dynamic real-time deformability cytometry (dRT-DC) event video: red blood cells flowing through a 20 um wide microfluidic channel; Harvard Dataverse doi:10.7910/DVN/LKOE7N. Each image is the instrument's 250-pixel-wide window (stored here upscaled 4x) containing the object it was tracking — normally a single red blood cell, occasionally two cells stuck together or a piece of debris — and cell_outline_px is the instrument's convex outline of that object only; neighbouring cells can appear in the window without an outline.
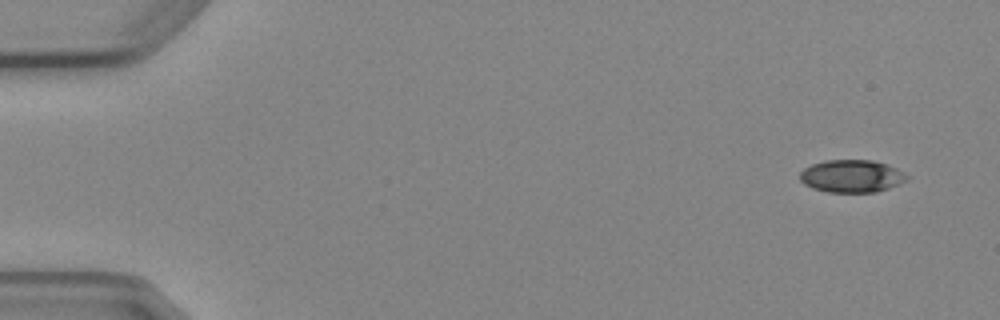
{"species": "Egyptian fruit bat (a non-hibernating species)", "species_latin": "Rousettus aegyptiacus", "temperature_condition": "cold", "stored_images_in_passage": 5, "camera_frame_rate_fps": 3000, "um_per_image_px": 0.085, "animal": {"sex": "female"}, "frame": {"image": 1, "passage_image": 1, "time_ms": 0.0, "image_size_px": [1000, 320], "cell_outline_px": [[908, 180], [888, 188], [876, 192], [828, 192], [812, 188], [804, 184], [800, 180], [800, 172], [804, 168], [812, 164], [824, 160], [872, 160], [888, 164], [896, 168], [908, 176]], "centroid_in_image_um": [72.38, 14.96], "position_along_channel_um": 12.6, "area_um2": 20.35}}
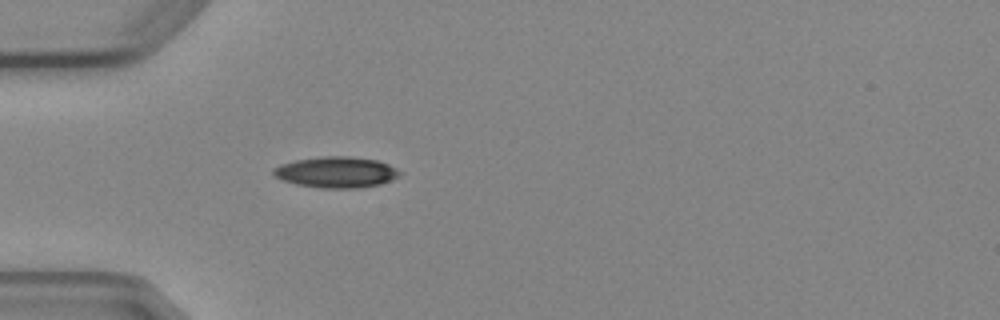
{"frame": {"image": 2, "passage_image": 5, "time_ms": 4.333, "image_size_px": [1000, 320], "cell_outline_px": [[404, 172], [400, 176], [380, 184], [356, 188], [320, 188], [296, 184], [284, 180], [276, 176], [272, 172], [272, 168], [280, 164], [296, 160], [324, 156], [348, 156], [376, 160], [388, 164]], "centroid_in_image_um": [28.6, 14.63], "position_along_channel_um": 56.4, "area_um2": 22.77}}